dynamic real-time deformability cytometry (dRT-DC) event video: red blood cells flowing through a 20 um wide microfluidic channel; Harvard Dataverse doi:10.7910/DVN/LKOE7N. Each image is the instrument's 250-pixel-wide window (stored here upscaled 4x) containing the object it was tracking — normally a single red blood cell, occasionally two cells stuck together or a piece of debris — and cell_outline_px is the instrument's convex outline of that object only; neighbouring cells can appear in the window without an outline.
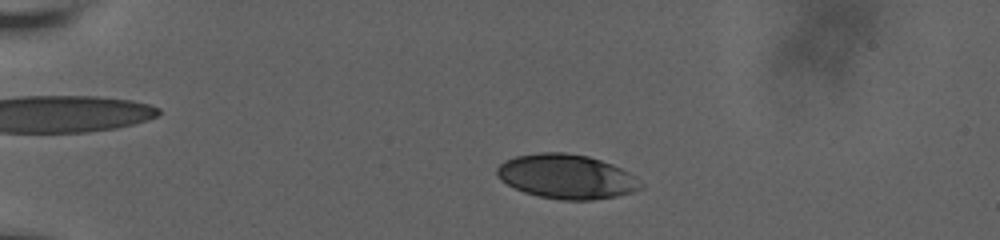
{"species": "human", "species_latin": "Homo sapiens", "temperature_condition": "room temperature", "stored_images_in_passage": 9, "camera_frame_rate_fps": 3000, "um_per_image_px": 0.085, "donor": {"sex": "male"}, "frame": {"image": 1, "passage_image": 3, "time_ms": 1.667, "image_size_px": [1000, 240], "cell_outline_px": [[644, 184], [640, 188], [632, 192], [616, 196], [592, 200], [560, 200], [540, 196], [524, 192], [500, 180], [496, 176], [496, 168], [504, 160], [516, 156], [540, 152], [564, 152], [588, 156], [612, 164], [628, 172]], "centroid_in_image_um": [48.13, 15.0], "position_along_channel_um": 36.9, "area_um2": 37.11}}
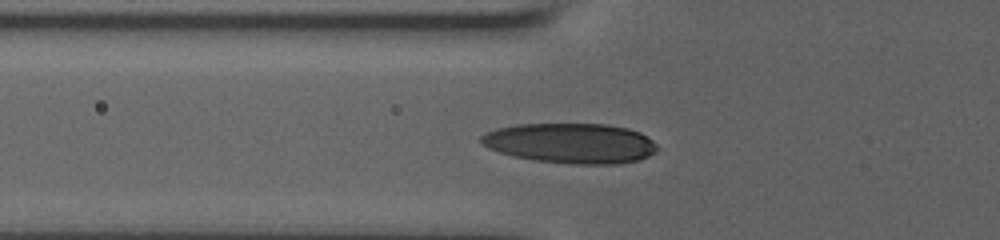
{"frame": {"image": 2, "passage_image": 7, "time_ms": 4.667, "image_size_px": [1000, 240], "cell_outline_px": [[660, 148], [656, 152], [640, 160], [616, 164], [576, 164], [536, 160], [512, 156], [488, 148], [480, 144], [480, 136], [484, 132], [496, 128], [516, 124], [608, 124], [628, 128], [640, 132], [652, 140]], "centroid_in_image_um": [48.51, 12.17], "position_along_channel_um": 77.3, "area_um2": 41.5}}
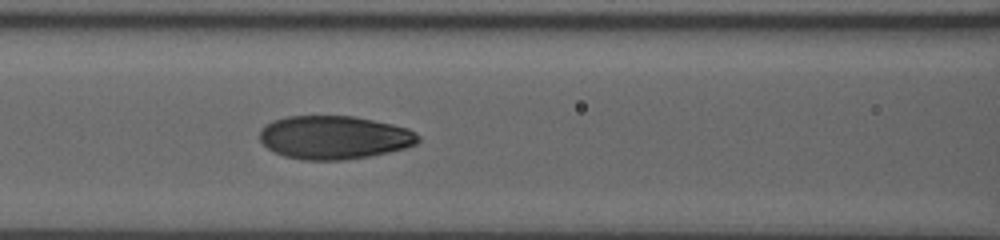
{"frame": {"image": 3, "passage_image": 9, "time_ms": 6.333, "image_size_px": [1000, 240], "cell_outline_px": [[420, 140], [416, 144], [404, 148], [388, 152], [368, 156], [344, 160], [304, 160], [284, 156], [268, 148], [260, 140], [260, 128], [272, 120], [288, 116], [356, 116], [392, 124], [408, 128], [416, 132], [420, 136]], "centroid_in_image_um": [28.41, 11.67], "position_along_channel_um": 138.2, "area_um2": 40.17}}